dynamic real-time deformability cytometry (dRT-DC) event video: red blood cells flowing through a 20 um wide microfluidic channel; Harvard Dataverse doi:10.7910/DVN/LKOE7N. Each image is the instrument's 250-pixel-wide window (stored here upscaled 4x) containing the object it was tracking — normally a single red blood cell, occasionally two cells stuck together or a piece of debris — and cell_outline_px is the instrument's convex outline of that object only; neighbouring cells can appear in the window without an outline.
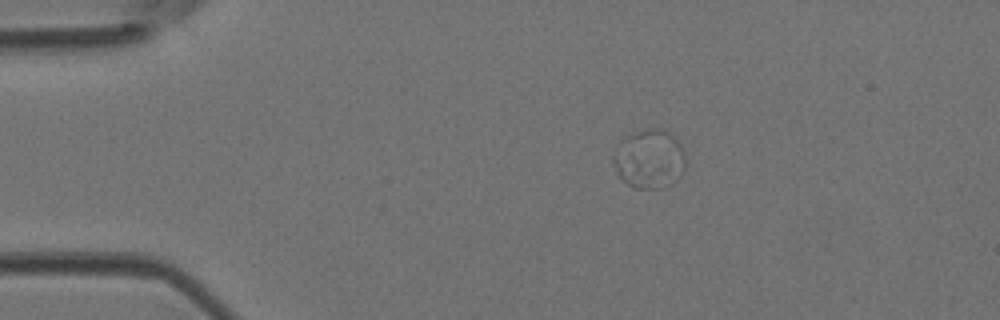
{"species": "Egyptian fruit bat (a non-hibernating species)", "species_latin": "Rousettus aegyptiacus", "temperature_condition": "room temperature", "stored_images_in_passage": 4, "camera_frame_rate_fps": 3000, "um_per_image_px": 0.085, "animal": {"sex": "female"}, "frame": {"image": 1, "passage_image": 2, "time_ms": 0.333, "image_size_px": [1000, 320], "cell_outline_px": [[684, 168], [680, 176], [676, 180], [664, 188], [636, 188], [628, 184], [620, 176], [612, 160], [612, 156], [620, 140], [624, 136], [636, 132], [652, 128], [664, 132], [672, 136], [680, 144], [684, 152]], "centroid_in_image_um": [55.17, 13.53], "position_along_channel_um": 29.8, "area_um2": 24.39}}
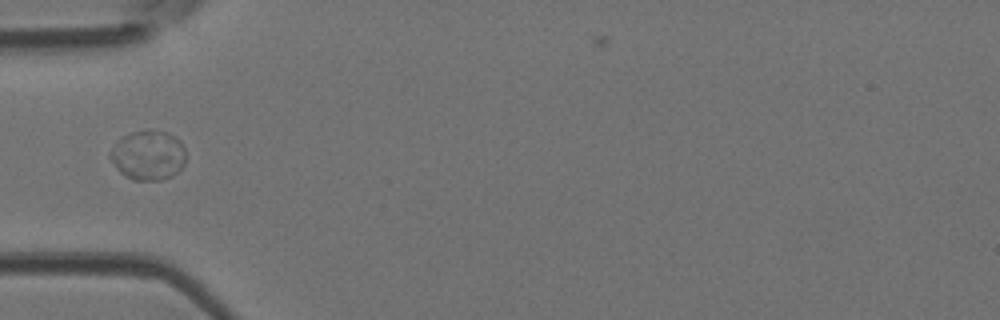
{"frame": {"image": 2, "passage_image": 4, "time_ms": 1.0, "image_size_px": [1000, 320], "cell_outline_px": [[184, 164], [172, 176], [160, 180], [132, 180], [124, 176], [116, 168], [108, 156], [108, 152], [120, 136], [132, 132], [148, 128], [168, 132], [176, 136], [180, 140], [184, 148]], "centroid_in_image_um": [12.55, 13.16], "position_along_channel_um": 72.5, "area_um2": 22.37}}